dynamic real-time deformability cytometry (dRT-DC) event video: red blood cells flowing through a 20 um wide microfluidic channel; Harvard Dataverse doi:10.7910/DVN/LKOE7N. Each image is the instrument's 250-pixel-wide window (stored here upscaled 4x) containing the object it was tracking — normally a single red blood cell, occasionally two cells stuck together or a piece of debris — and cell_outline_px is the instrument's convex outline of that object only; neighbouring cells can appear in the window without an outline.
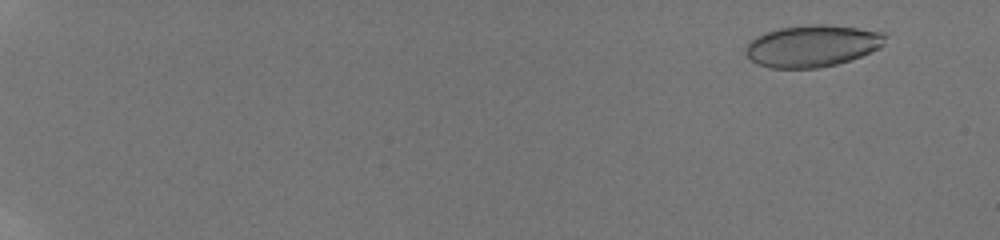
{"species": "human", "species_latin": "Homo sapiens", "temperature_condition": "room temperature", "stored_images_in_passage": 8, "camera_frame_rate_fps": 3000, "um_per_image_px": 0.085, "donor": {"sex": "male"}, "frame": {"image": 1, "passage_image": 2, "time_ms": 1.0, "image_size_px": [1000, 240], "cell_outline_px": [[888, 36], [884, 44], [880, 48], [872, 52], [836, 64], [816, 68], [772, 68], [756, 64], [748, 56], [744, 48], [756, 36], [764, 32], [780, 28], [808, 24], [828, 24], [888, 32]], "centroid_in_image_um": [69.09, 3.88], "position_along_channel_um": 15.9, "area_um2": 34.28}}
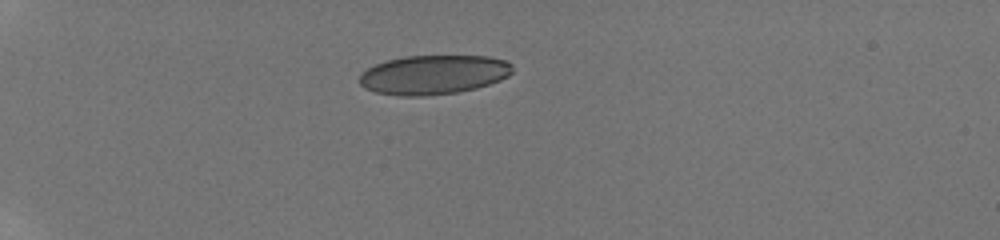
{"frame": {"image": 2, "passage_image": 6, "time_ms": 5.667, "image_size_px": [1000, 240], "cell_outline_px": [[512, 72], [508, 76], [500, 80], [476, 88], [456, 92], [424, 96], [400, 96], [376, 92], [364, 88], [360, 84], [360, 76], [368, 68], [376, 64], [388, 60], [404, 56], [488, 56], [504, 60], [512, 64]], "centroid_in_image_um": [36.86, 6.35], "position_along_channel_um": 48.1, "area_um2": 34.85}}
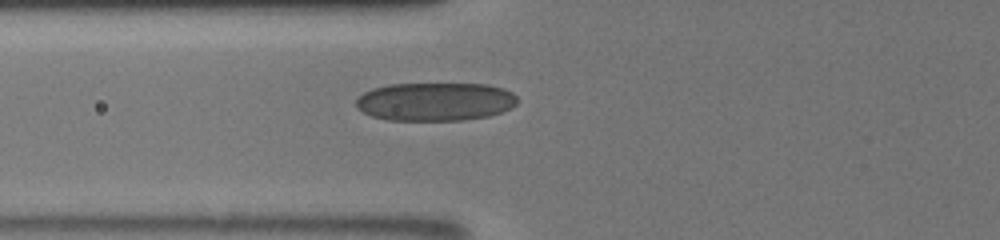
{"frame": {"image": 3, "passage_image": 8, "time_ms": 8.0, "image_size_px": [1000, 240], "cell_outline_px": [[516, 104], [512, 108], [488, 116], [460, 120], [388, 120], [372, 116], [356, 108], [356, 100], [364, 92], [372, 88], [388, 84], [488, 84], [504, 88], [512, 92], [516, 96]], "centroid_in_image_um": [36.99, 8.63], "position_along_channel_um": 88.8, "area_um2": 36.13}}